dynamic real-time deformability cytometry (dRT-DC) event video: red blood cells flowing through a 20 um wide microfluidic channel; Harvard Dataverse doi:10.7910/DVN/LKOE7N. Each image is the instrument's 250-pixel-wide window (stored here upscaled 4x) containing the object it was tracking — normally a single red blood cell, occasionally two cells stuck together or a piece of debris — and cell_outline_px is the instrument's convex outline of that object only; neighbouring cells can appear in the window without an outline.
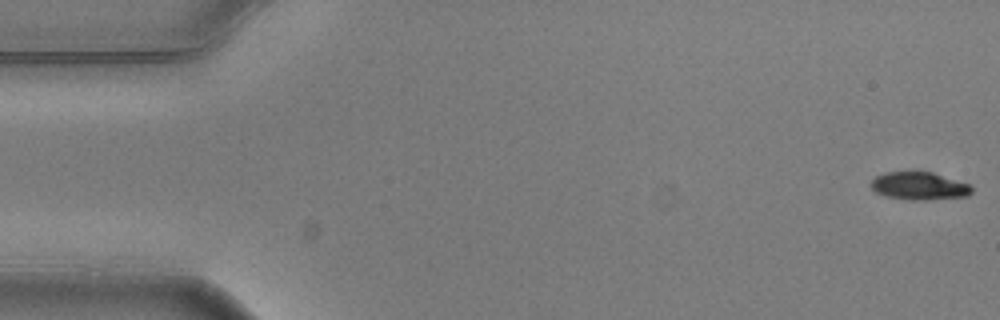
{"species": "common noctule bat (a hibernating species)", "species_latin": "Nyctalus noctula", "temperature_condition": "warm", "stored_images_in_passage": 4, "camera_frame_rate_fps": 3000, "um_per_image_px": 0.085, "animal": {"sex": "male", "body_mass_g": 20.5, "forearm_length_mm": 52.5}, "frame": {"image": 1, "passage_image": 1, "time_ms": 0.0, "image_size_px": [1000, 320], "cell_outline_px": [[972, 192], [968, 196], [924, 200], [908, 200], [888, 196], [876, 192], [872, 188], [872, 180], [876, 176], [884, 172], [912, 168], [932, 172], [972, 184]], "centroid_in_image_um": [78.15, 15.75], "position_along_channel_um": 6.9, "area_um2": 16.99}}
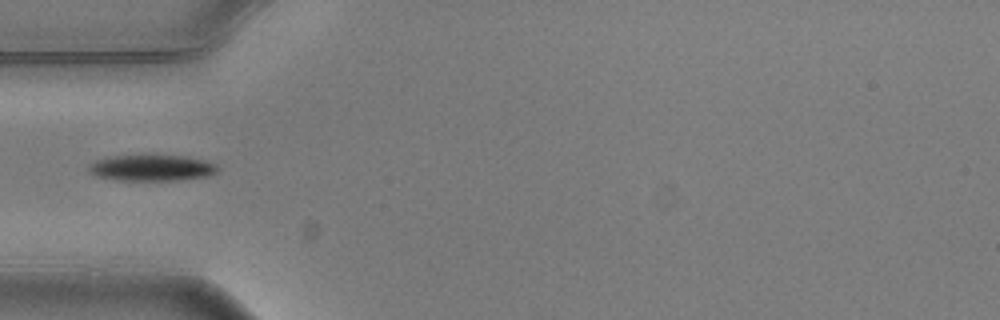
{"frame": {"image": 2, "passage_image": 4, "time_ms": 1.0, "image_size_px": [1000, 320], "cell_outline_px": [[220, 172], [208, 176], [176, 180], [120, 180], [96, 176], [88, 172], [88, 164], [96, 160], [108, 156], [188, 156], [204, 160], [216, 164], [220, 168]], "centroid_in_image_um": [12.92, 14.27], "position_along_channel_um": 72.1, "area_um2": 19.65}}